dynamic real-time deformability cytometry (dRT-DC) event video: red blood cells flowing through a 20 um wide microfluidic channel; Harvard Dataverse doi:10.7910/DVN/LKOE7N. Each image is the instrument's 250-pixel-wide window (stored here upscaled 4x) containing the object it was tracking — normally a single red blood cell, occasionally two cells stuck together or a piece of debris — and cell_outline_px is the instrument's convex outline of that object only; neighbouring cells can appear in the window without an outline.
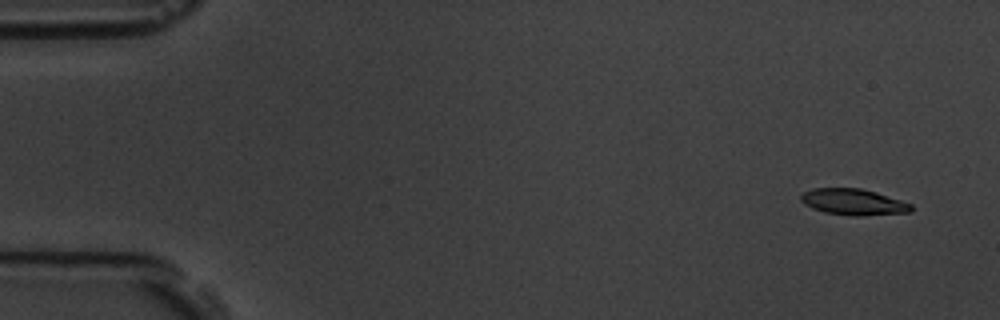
{"species": "common noctule bat (a hibernating species)", "species_latin": "Nyctalus noctula", "temperature_condition": "room temperature", "stored_images_in_passage": 5, "camera_frame_rate_fps": 3000, "um_per_image_px": 0.085, "animal": {"sex": "male", "body_mass_g": 19.5, "forearm_length_mm": 54.6}, "frame": {"image": 1, "passage_image": 2, "time_ms": 1.0, "image_size_px": [1000, 320], "cell_outline_px": [[912, 212], [860, 216], [852, 216], [824, 212], [812, 208], [804, 204], [800, 200], [800, 196], [804, 192], [812, 188], [860, 188], [876, 192], [912, 204]], "centroid_in_image_um": [72.53, 17.17], "position_along_channel_um": 12.5, "area_um2": 16.88}}
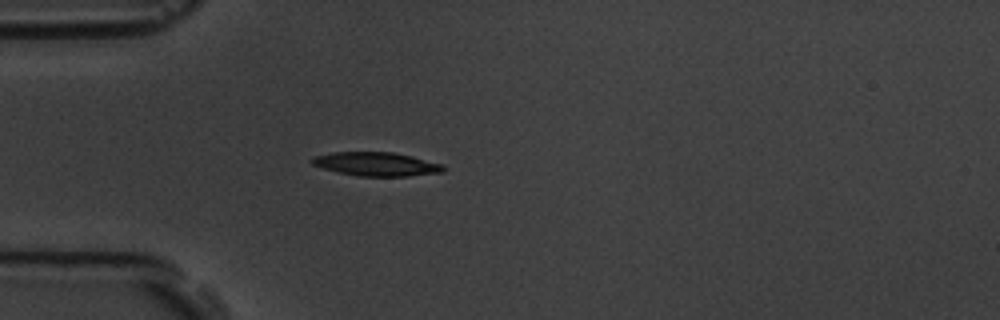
{"frame": {"image": 2, "passage_image": 5, "time_ms": 5.333, "image_size_px": [1000, 320], "cell_outline_px": [[444, 172], [408, 176], [360, 176], [336, 172], [312, 164], [308, 160], [312, 156], [332, 152], [392, 152], [412, 156], [444, 164]], "centroid_in_image_um": [31.97, 13.94], "position_along_channel_um": 53.0, "area_um2": 18.32}}